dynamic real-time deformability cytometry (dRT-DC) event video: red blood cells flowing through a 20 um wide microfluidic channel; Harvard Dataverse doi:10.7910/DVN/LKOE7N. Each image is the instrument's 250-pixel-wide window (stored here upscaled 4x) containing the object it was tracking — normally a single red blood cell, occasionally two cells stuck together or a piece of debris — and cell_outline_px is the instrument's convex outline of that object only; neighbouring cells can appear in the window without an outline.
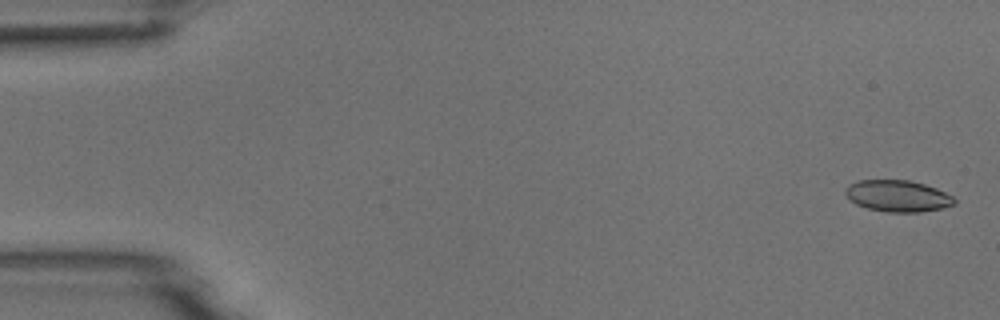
{"species": "common noctule bat (a hibernating species)", "species_latin": "Nyctalus noctula", "temperature_condition": "room temperature", "stored_images_in_passage": 3, "camera_frame_rate_fps": 3000, "um_per_image_px": 0.085, "animal": {"sex": "male", "body_mass_g": 18.8}, "frame": {"image": 1, "passage_image": 1, "time_ms": 0.0, "image_size_px": [1000, 320], "cell_outline_px": [[956, 204], [940, 208], [920, 212], [888, 212], [868, 208], [856, 204], [844, 192], [844, 188], [848, 184], [860, 180], [908, 180], [924, 184], [936, 188], [952, 196], [956, 200]], "centroid_in_image_um": [76.3, 16.65], "position_along_channel_um": 8.7, "area_um2": 19.88}}